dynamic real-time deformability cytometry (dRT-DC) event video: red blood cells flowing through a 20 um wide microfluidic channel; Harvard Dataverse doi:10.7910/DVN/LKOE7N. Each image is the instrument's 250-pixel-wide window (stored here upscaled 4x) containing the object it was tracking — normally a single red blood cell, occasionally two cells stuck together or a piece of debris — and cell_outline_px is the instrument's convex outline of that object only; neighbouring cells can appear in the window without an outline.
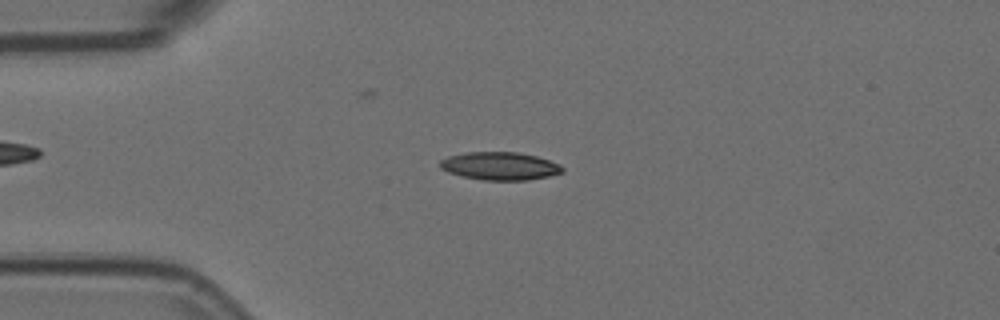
{"species": "Egyptian fruit bat (a non-hibernating species)", "species_latin": "Rousettus aegyptiacus", "temperature_condition": "room temperature", "stored_images_in_passage": 10, "camera_frame_rate_fps": 3000, "um_per_image_px": 0.085, "animal": {"sex": "female"}, "frame": {"image": 1, "passage_image": 5, "time_ms": 1.333, "image_size_px": [1000, 320], "cell_outline_px": [[564, 172], [548, 176], [528, 180], [484, 180], [464, 176], [448, 172], [440, 168], [440, 160], [448, 156], [468, 152], [516, 152], [536, 156], [560, 164], [564, 168]], "centroid_in_image_um": [42.5, 14.11], "position_along_channel_um": 42.5, "area_um2": 19.83}}
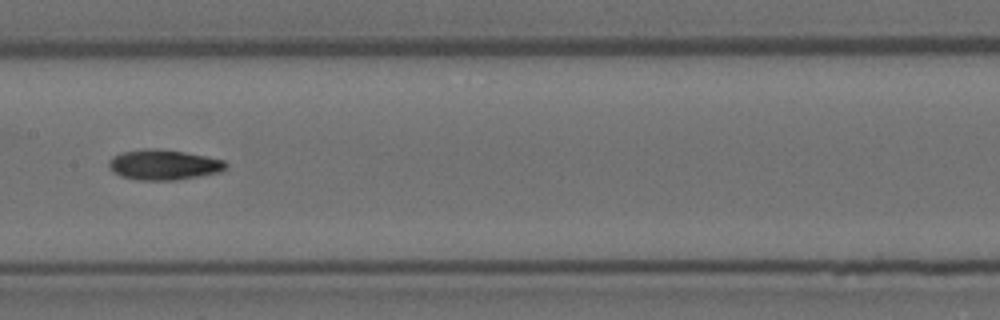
{"frame": {"image": 2, "passage_image": 9, "time_ms": 2.667, "image_size_px": [1000, 320], "cell_outline_px": [[228, 168], [220, 172], [200, 176], [176, 180], [136, 180], [120, 176], [112, 172], [108, 168], [108, 160], [112, 156], [120, 152], [144, 148], [160, 148], [208, 156], [224, 160], [228, 164]], "centroid_in_image_um": [13.89, 14.0], "position_along_channel_um": 193.5, "area_um2": 21.15}}
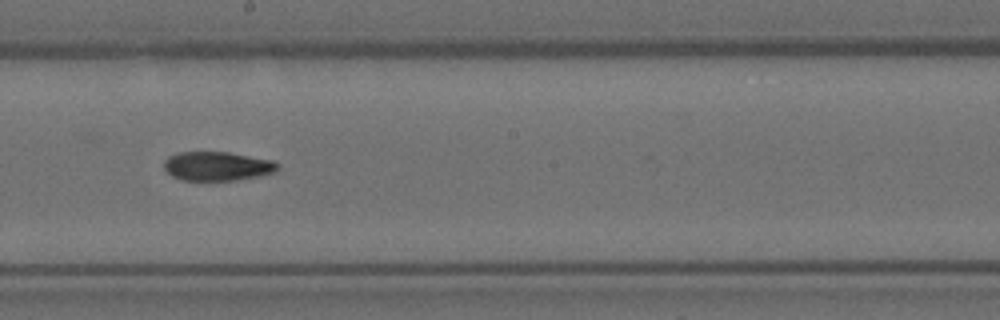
{"frame": {"image": 3, "passage_image": 10, "time_ms": 3.0, "image_size_px": [1000, 320], "cell_outline_px": [[276, 172], [236, 180], [180, 180], [172, 176], [164, 168], [164, 160], [168, 156], [180, 152], [228, 152], [272, 160], [276, 164]], "centroid_in_image_um": [18.41, 14.12], "position_along_channel_um": 229.8, "area_um2": 19.02}}